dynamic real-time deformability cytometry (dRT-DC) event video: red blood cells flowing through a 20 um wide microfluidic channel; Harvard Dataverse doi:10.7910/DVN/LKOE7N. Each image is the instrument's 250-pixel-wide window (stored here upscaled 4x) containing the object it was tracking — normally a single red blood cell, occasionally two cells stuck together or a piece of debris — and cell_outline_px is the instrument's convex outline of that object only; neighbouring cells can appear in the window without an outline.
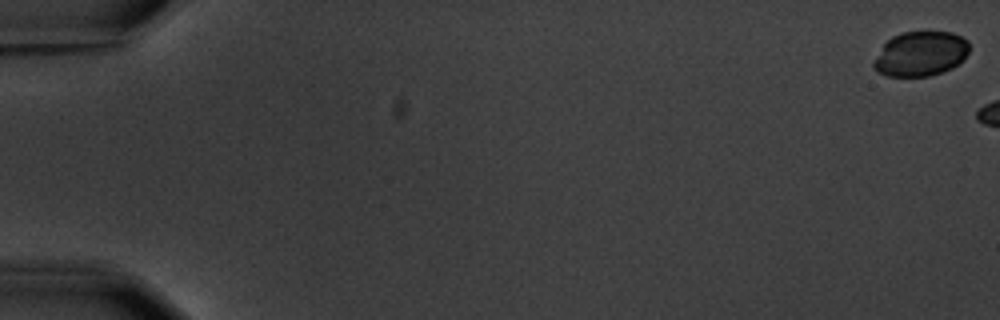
{"species": "common noctule bat (a hibernating species)", "species_latin": "Nyctalus noctula", "temperature_condition": "warm", "stored_images_in_passage": 3, "camera_frame_rate_fps": 3000, "um_per_image_px": 0.085, "animal": {"sex": "male", "body_mass_g": 20.1, "forearm_length_mm": 53.5}, "frame": {"image": 1, "passage_image": 1, "time_ms": 0.0, "image_size_px": [1000, 320], "cell_outline_px": [[968, 52], [964, 60], [952, 68], [928, 76], [888, 76], [872, 68], [872, 64], [884, 44], [892, 36], [900, 32], [928, 28], [952, 32], [968, 40]], "centroid_in_image_um": [78.27, 4.51], "position_along_channel_um": 6.7, "area_um2": 25.55}}